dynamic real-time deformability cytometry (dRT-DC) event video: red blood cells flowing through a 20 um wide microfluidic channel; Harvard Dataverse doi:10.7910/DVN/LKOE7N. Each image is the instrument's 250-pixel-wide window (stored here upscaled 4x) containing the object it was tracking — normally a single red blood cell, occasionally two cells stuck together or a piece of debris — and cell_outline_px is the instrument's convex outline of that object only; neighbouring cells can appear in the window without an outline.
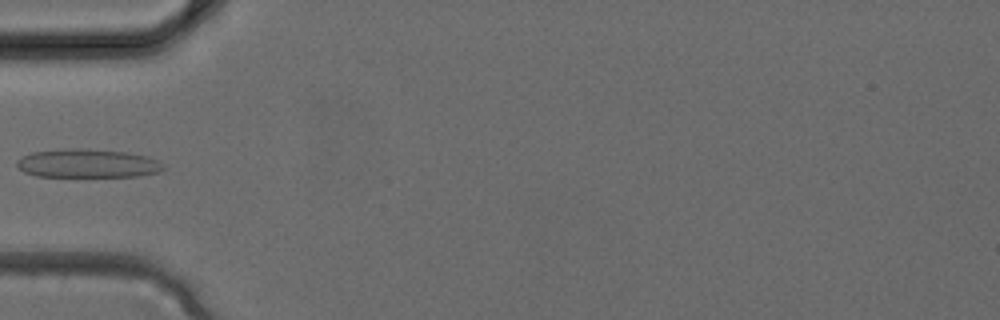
{"species": "common noctule bat (a hibernating species)", "species_latin": "Nyctalus noctula", "temperature_condition": "cold", "stored_images_in_passage": 3, "camera_frame_rate_fps": 3000, "um_per_image_px": 0.085, "animal": {"sex": "female", "body_mass_g": 24.6, "forearm_length_mm": 56.2}, "frame": {"image": 1, "passage_image": 3, "time_ms": 0.667, "image_size_px": [1000, 320], "cell_outline_px": [[164, 168], [160, 172], [140, 176], [36, 176], [24, 172], [16, 164], [16, 160], [32, 152], [64, 148], [84, 148], [128, 152], [148, 156], [160, 160]], "centroid_in_image_um": [7.48, 13.88], "position_along_channel_um": 77.5, "area_um2": 24.62}}